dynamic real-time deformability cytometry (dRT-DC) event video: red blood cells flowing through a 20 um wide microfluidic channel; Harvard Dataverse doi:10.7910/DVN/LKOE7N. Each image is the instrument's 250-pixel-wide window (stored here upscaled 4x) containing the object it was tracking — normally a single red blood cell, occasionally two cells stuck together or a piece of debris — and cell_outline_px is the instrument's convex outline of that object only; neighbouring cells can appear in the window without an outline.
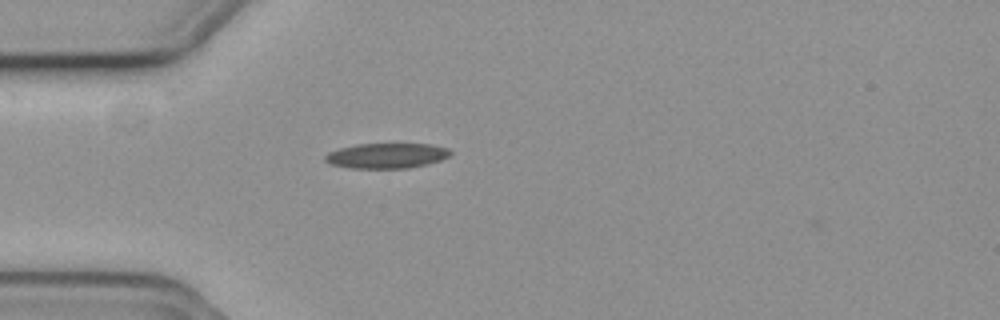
{"species": "common noctule bat (a hibernating species)", "species_latin": "Nyctalus noctula", "temperature_condition": "cold", "stored_images_in_passage": 40, "camera_frame_rate_fps": 3000, "um_per_image_px": 0.085, "animal": {"sex": "female", "body_mass_g": 19.3, "forearm_length_mm": 54.1}, "frame": {"image": 1, "passage_image": 2, "time_ms": 0.333, "image_size_px": [1000, 320], "cell_outline_px": [[452, 152], [448, 156], [440, 160], [428, 164], [408, 168], [352, 168], [332, 164], [324, 160], [324, 156], [328, 152], [340, 148], [356, 144], [428, 144], [448, 148]], "centroid_in_image_um": [32.86, 13.23], "position_along_channel_um": 52.1, "area_um2": 18.26}}
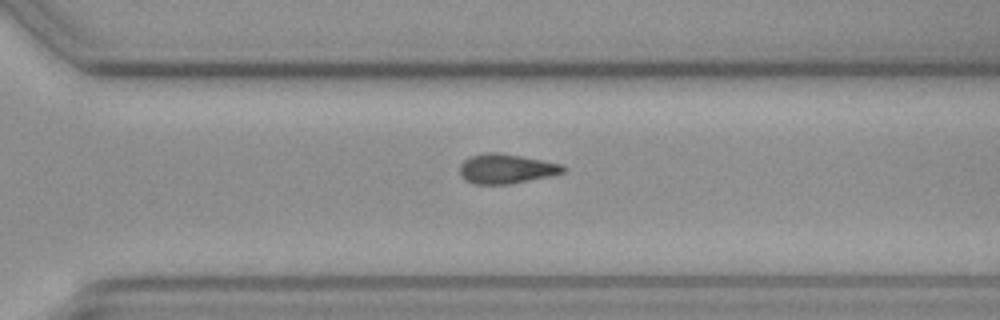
{"frame": {"image": 2, "passage_image": 25, "time_ms": 8.0, "image_size_px": [1000, 320], "cell_outline_px": [[568, 168], [564, 172], [552, 176], [512, 184], [472, 184], [464, 180], [460, 176], [460, 164], [464, 160], [472, 156], [484, 152], [496, 152], [520, 156], [564, 164]], "centroid_in_image_um": [43.05, 14.36], "position_along_channel_um": 327.6, "area_um2": 18.15}}
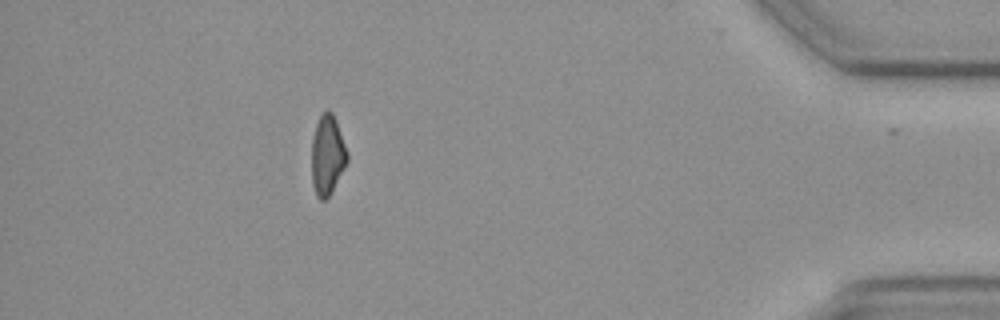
{"frame": {"image": 3, "passage_image": 36, "time_ms": 11.667, "image_size_px": [1000, 320], "cell_outline_px": [[348, 160], [328, 196], [324, 200], [320, 200], [316, 196], [312, 184], [312, 136], [316, 124], [320, 116], [324, 112], [332, 112], [336, 120], [348, 152]], "centroid_in_image_um": [27.82, 13.18], "position_along_channel_um": 407.4, "area_um2": 16.3}, "authors_computed_cell_mechanics": {"area_um2": 18.0914, "velocity_mm_per_s": 3.7158, "shape_relaxation_time_tau1_ms": 4.28, "shape_relaxation_time_tau2_ms": null, "deformation_change_tau1": 0.1202, "deformation_change_tau2": null}}